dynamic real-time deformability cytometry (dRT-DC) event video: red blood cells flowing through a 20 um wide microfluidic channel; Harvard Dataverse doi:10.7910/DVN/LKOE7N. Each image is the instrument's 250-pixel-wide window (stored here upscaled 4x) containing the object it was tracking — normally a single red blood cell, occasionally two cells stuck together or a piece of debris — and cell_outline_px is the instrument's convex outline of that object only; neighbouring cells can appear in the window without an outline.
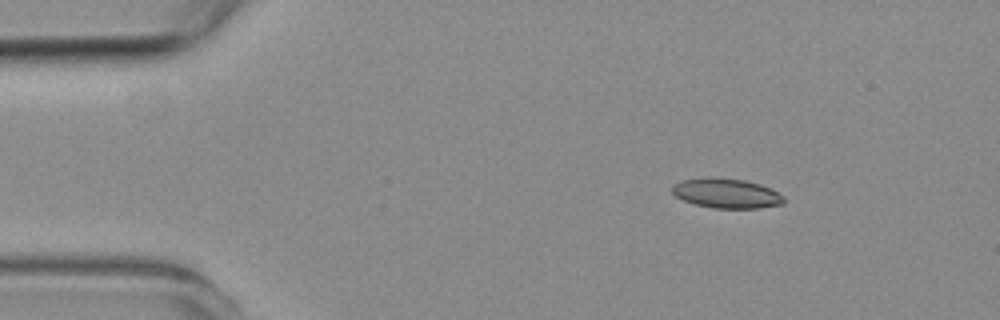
{"species": "common noctule bat (a hibernating species)", "species_latin": "Nyctalus noctula", "temperature_condition": "room temperature", "stored_images_in_passage": 5, "segment_of_instrument_passage": [1, 2], "camera_frame_rate_fps": 3000, "um_per_image_px": 0.085, "animal": {"sex": "female", "body_mass_g": 19.3, "forearm_length_mm": 54.1}, "frame": {"image": 1, "passage_image": 2, "time_ms": 1.333, "image_size_px": [1000, 320], "cell_outline_px": [[784, 204], [756, 208], [712, 208], [696, 204], [684, 200], [676, 196], [672, 192], [672, 184], [684, 180], [708, 176], [712, 176], [744, 180], [760, 184], [784, 196]], "centroid_in_image_um": [61.73, 16.42], "position_along_channel_um": 23.3, "area_um2": 19.31}}